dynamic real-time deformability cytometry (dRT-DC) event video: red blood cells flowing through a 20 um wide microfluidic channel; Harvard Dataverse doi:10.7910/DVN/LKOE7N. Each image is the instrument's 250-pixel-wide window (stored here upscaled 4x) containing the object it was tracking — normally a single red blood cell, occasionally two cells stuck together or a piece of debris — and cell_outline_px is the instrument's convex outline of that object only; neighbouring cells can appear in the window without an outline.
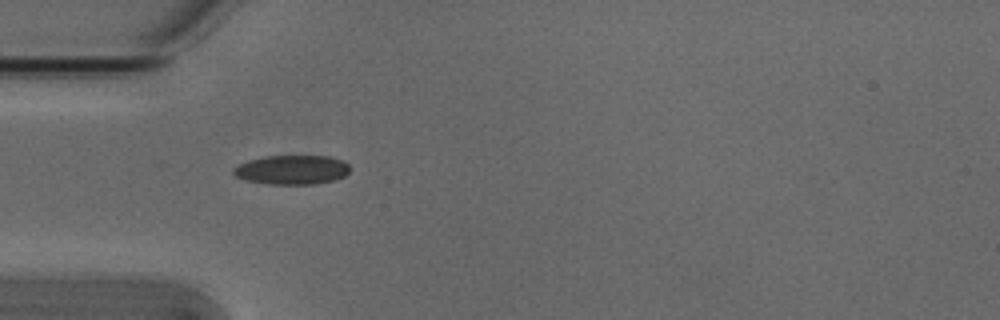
{"species": "Egyptian fruit bat (a non-hibernating species)", "species_latin": "Rousettus aegyptiacus", "temperature_condition": "cold", "stored_images_in_passage": 6, "camera_frame_rate_fps": 3000, "um_per_image_px": 0.085, "animal": {"sex": "male"}, "frame": {"image": 1, "passage_image": 6, "time_ms": 1.667, "image_size_px": [1000, 320], "cell_outline_px": [[348, 172], [344, 176], [336, 180], [316, 184], [268, 184], [248, 180], [236, 176], [232, 172], [232, 168], [248, 160], [264, 156], [328, 156], [344, 160], [348, 164]], "centroid_in_image_um": [24.83, 14.43], "position_along_channel_um": 60.2, "area_um2": 19.88}}